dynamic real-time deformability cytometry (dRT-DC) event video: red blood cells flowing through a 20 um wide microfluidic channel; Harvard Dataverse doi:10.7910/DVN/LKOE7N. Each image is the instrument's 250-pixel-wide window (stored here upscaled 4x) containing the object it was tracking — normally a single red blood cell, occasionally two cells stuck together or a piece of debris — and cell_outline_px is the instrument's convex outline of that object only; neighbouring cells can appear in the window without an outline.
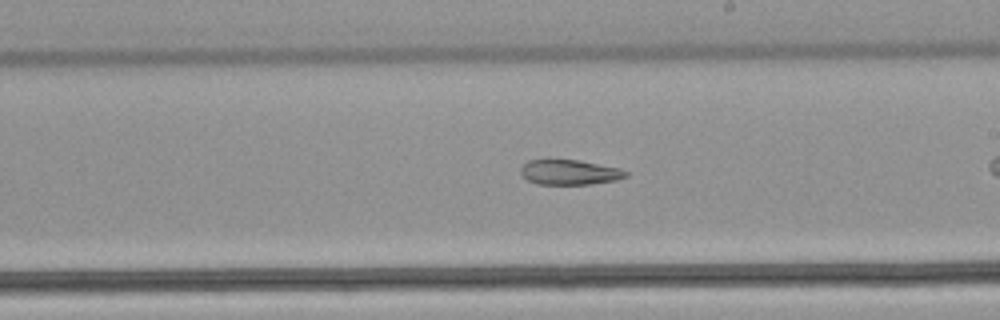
{"species": "common noctule bat (a hibernating species)", "species_latin": "Nyctalus noctula", "temperature_condition": "warm", "stored_images_in_passage": 26, "segment_of_instrument_passage": [2, 3], "camera_frame_rate_fps": 3000, "um_per_image_px": 0.085, "animal": {"sex": "male", "body_mass_g": 21.5, "forearm_length_mm": 52.0}, "frame": {"image": 1, "passage_image": 15, "time_ms": 4.667, "image_size_px": [1000, 320], "cell_outline_px": [[628, 176], [616, 180], [588, 184], [536, 184], [520, 176], [520, 168], [528, 160], [544, 156], [580, 160], [620, 168], [628, 172]], "centroid_in_image_um": [48.32, 14.59], "position_along_channel_um": 240.7, "area_um2": 16.13}}
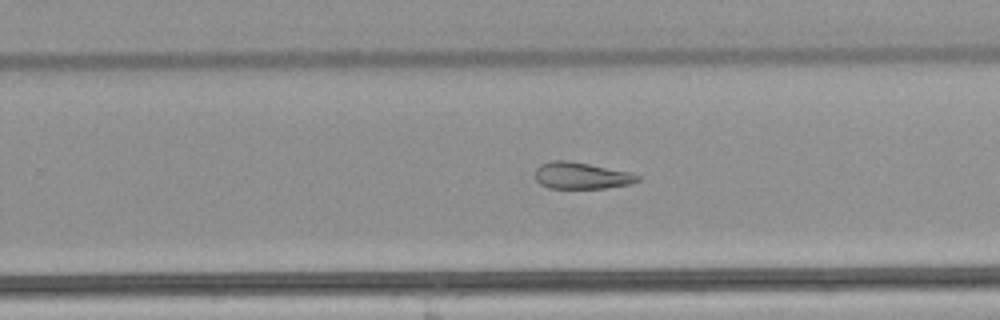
{"frame": {"image": 2, "passage_image": 18, "time_ms": 5.667, "image_size_px": [1000, 320], "cell_outline_px": [[640, 180], [632, 184], [604, 188], [548, 188], [540, 184], [536, 180], [536, 168], [540, 164], [552, 160], [568, 160], [628, 172], [640, 176]], "centroid_in_image_um": [49.4, 14.93], "position_along_channel_um": 280.4, "area_um2": 15.84}}
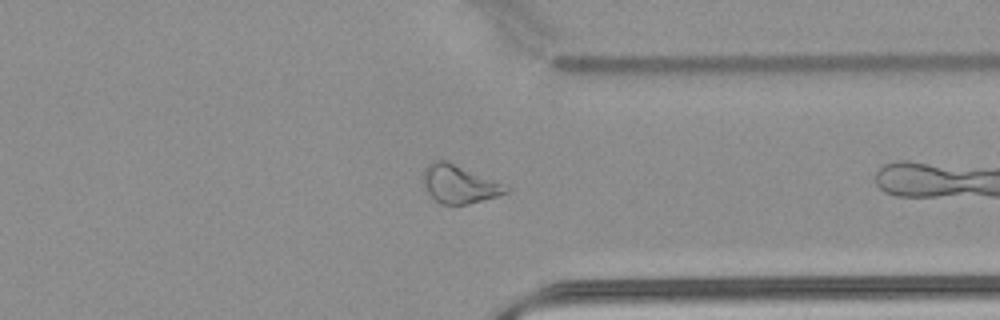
{"frame": {"image": 3, "passage_image": 25, "time_ms": 8.0, "image_size_px": [1000, 320], "cell_outline_px": [[508, 192], [496, 196], [468, 204], [440, 204], [428, 192], [424, 184], [424, 168], [432, 160], [448, 160], [492, 180], [508, 188]], "centroid_in_image_um": [38.97, 15.63], "position_along_channel_um": 372.4, "area_um2": 17.86}}